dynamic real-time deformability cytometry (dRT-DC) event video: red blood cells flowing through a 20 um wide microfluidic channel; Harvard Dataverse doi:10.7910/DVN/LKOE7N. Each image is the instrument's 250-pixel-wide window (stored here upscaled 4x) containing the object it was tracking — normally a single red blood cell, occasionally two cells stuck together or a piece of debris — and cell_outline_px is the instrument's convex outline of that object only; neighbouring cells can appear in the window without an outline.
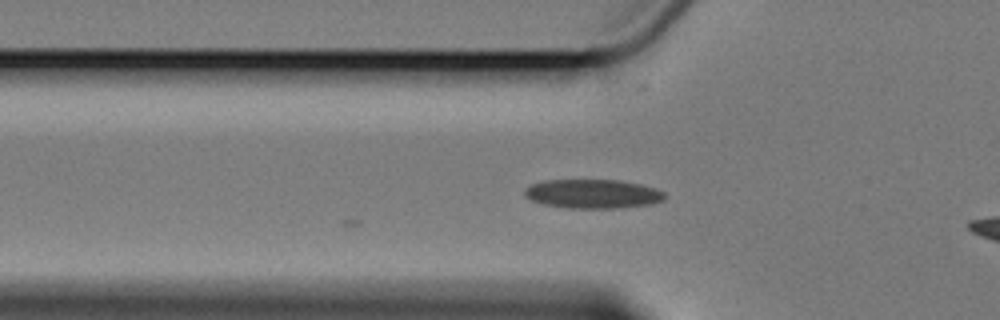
{"species": "Egyptian fruit bat (a non-hibernating species)", "species_latin": "Rousettus aegyptiacus", "temperature_condition": "cold", "stored_images_in_passage": 5, "segment_of_instrument_passage": [1, 2], "camera_frame_rate_fps": 3000, "um_per_image_px": 0.085, "animal": {"sex": "female"}, "frame": {"image": 1, "passage_image": 4, "time_ms": 4.667, "image_size_px": [1000, 320], "cell_outline_px": [[664, 200], [652, 204], [620, 208], [568, 208], [544, 204], [532, 200], [524, 196], [524, 188], [532, 184], [544, 180], [620, 180], [640, 184], [656, 188], [664, 192]], "centroid_in_image_um": [50.39, 16.47], "position_along_channel_um": 75.4, "area_um2": 23.81}}